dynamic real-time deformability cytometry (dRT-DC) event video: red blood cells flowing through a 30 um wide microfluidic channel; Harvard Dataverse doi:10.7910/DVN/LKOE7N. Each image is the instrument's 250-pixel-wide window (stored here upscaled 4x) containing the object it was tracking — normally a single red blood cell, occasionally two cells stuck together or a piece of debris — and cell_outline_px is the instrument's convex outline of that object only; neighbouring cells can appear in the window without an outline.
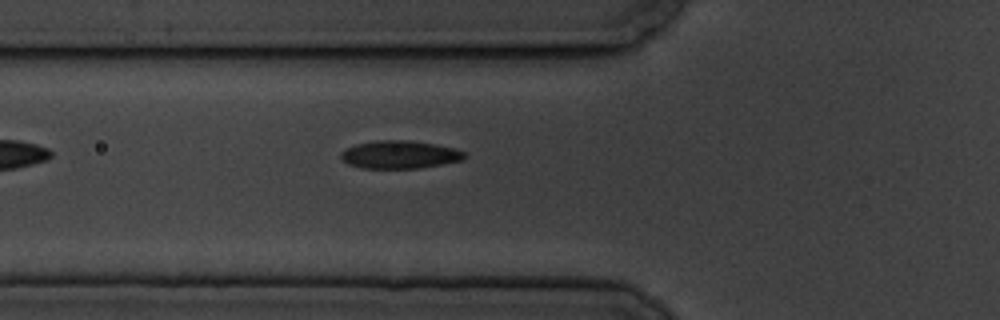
{"species": "common noctule bat (a hibernating species)", "species_latin": "Nyctalus noctula", "temperature_condition": "cold", "stored_images_in_passage": 2, "camera_frame_rate_fps": 3000, "um_per_image_px": 0.085, "animal": {"sex": "male", "body_mass_g": 19.5, "forearm_length_mm": 54.6}, "frame": {"image": 1, "passage_image": 2, "time_ms": 1.333, "image_size_px": [1000, 320], "cell_outline_px": [[468, 156], [464, 160], [420, 168], [360, 168], [348, 164], [340, 156], [340, 152], [356, 144], [376, 140], [408, 140], [436, 144], [456, 148], [464, 152]], "centroid_in_image_um": [34.01, 13.14], "position_along_channel_um": 91.8, "area_um2": 20.23}}